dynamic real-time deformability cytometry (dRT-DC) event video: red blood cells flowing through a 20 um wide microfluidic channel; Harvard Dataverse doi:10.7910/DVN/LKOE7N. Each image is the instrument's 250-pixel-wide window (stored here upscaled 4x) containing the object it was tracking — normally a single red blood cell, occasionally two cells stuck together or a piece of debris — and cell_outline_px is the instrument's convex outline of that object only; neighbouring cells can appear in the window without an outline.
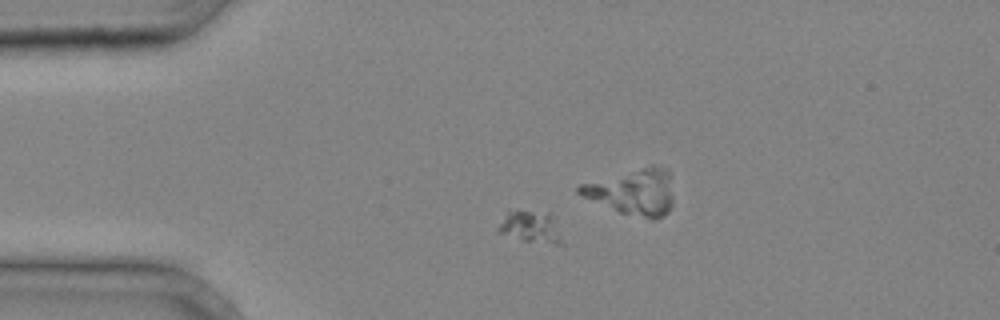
{"species": "common noctule bat (a hibernating species)", "species_latin": "Nyctalus noctula", "temperature_condition": "cold", "stored_images_in_passage": 5, "camera_frame_rate_fps": 3000, "um_per_image_px": 0.085, "animal": {"sex": "male", "body_mass_g": 20.4}, "frame": {"image": 1, "passage_image": 2, "time_ms": 0.333, "image_size_px": [1000, 320], "cell_outline_px": [[564, 244], [556, 244], [524, 240], [496, 232], [496, 228], [508, 212], [516, 208], [548, 212]], "centroid_in_image_um": [45.04, 19.25], "position_along_channel_um": 40.0, "area_um2": 11.68}}